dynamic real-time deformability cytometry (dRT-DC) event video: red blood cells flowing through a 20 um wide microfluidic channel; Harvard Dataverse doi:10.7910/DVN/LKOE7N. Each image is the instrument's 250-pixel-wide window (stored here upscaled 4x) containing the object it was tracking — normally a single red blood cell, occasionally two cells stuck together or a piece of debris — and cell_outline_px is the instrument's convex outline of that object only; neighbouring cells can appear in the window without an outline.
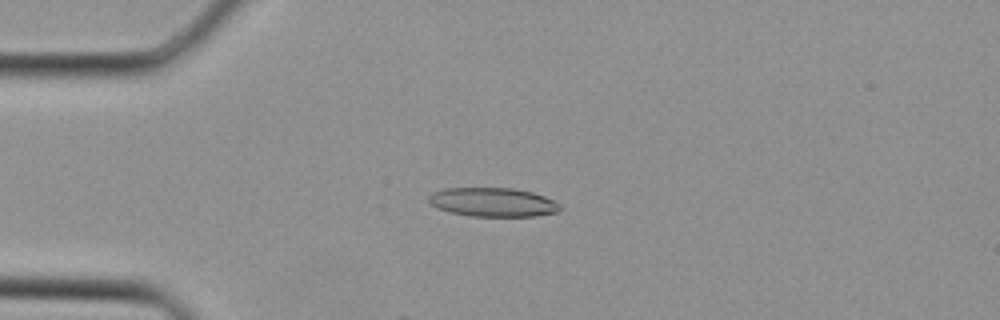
{"species": "Egyptian fruit bat (a non-hibernating species)", "species_latin": "Rousettus aegyptiacus", "temperature_condition": "cold", "stored_images_in_passage": 23, "camera_frame_rate_fps": 3000, "um_per_image_px": 0.085, "animal": {"sex": "female"}, "frame": {"image": 1, "passage_image": 6, "time_ms": 1.667, "image_size_px": [1000, 320], "cell_outline_px": [[560, 208], [556, 212], [536, 216], [468, 216], [436, 208], [428, 200], [428, 196], [432, 192], [444, 188], [512, 188], [532, 192], [544, 196], [560, 204]], "centroid_in_image_um": [41.86, 17.18], "position_along_channel_um": 43.1, "area_um2": 22.08}}
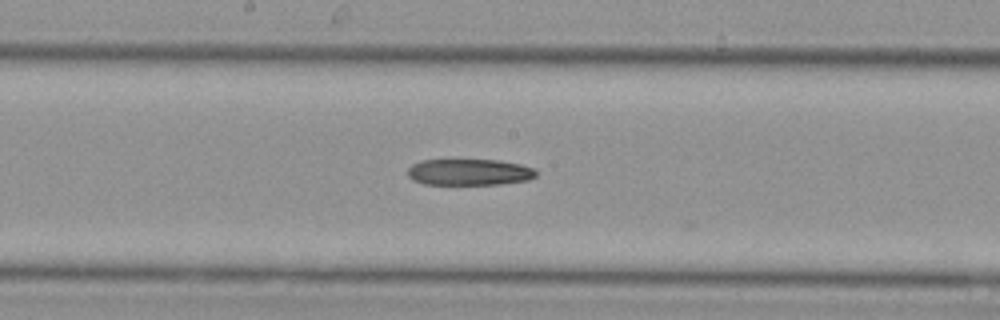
{"frame": {"image": 2, "passage_image": 16, "time_ms": 5.0, "image_size_px": [1000, 320], "cell_outline_px": [[536, 176], [528, 180], [500, 184], [424, 184], [412, 180], [408, 176], [408, 168], [412, 164], [420, 160], [496, 160], [520, 164], [536, 168]], "centroid_in_image_um": [39.88, 14.63], "position_along_channel_um": 208.3, "area_um2": 19.77}}
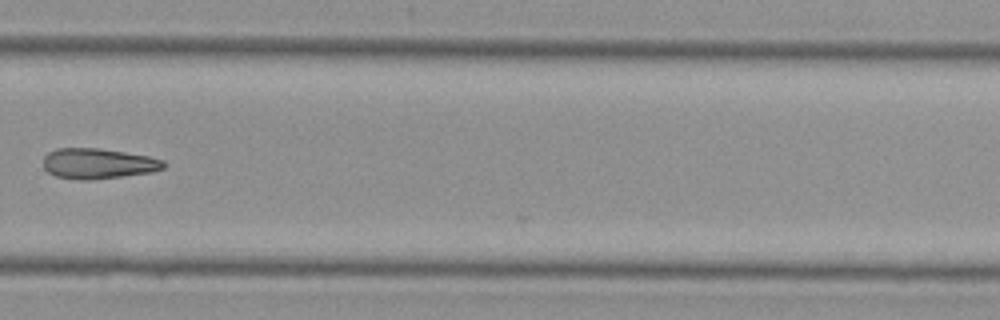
{"frame": {"image": 3, "passage_image": 22, "time_ms": 7.0, "image_size_px": [1000, 320], "cell_outline_px": [[164, 168], [152, 172], [92, 180], [80, 180], [56, 176], [48, 172], [44, 168], [44, 156], [48, 152], [56, 148], [100, 148], [148, 156], [164, 160]], "centroid_in_image_um": [8.32, 13.9], "position_along_channel_um": 321.5, "area_um2": 21.33}}